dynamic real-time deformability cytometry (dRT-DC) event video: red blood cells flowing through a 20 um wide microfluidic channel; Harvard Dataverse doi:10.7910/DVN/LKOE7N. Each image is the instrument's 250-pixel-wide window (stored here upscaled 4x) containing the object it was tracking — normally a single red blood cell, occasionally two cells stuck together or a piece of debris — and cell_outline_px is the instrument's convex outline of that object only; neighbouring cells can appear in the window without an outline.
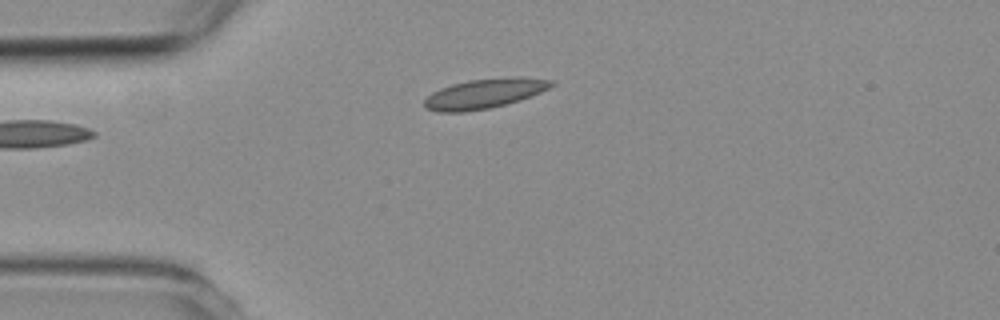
{"species": "common noctule bat (a hibernating species)", "species_latin": "Nyctalus noctula", "temperature_condition": "room temperature", "stored_images_in_passage": 3, "camera_frame_rate_fps": 3000, "um_per_image_px": 0.085, "animal": {"sex": "female", "body_mass_g": 19.3, "forearm_length_mm": 54.1}, "frame": {"image": 1, "passage_image": 1, "time_ms": 0.0, "image_size_px": [1000, 320], "cell_outline_px": [[556, 84], [540, 92], [520, 100], [488, 108], [464, 112], [436, 112], [424, 108], [424, 100], [432, 92], [440, 88], [452, 84], [468, 80], [504, 76], [516, 76], [556, 80]], "centroid_in_image_um": [41.18, 7.93], "position_along_channel_um": 43.8, "area_um2": 22.25}}
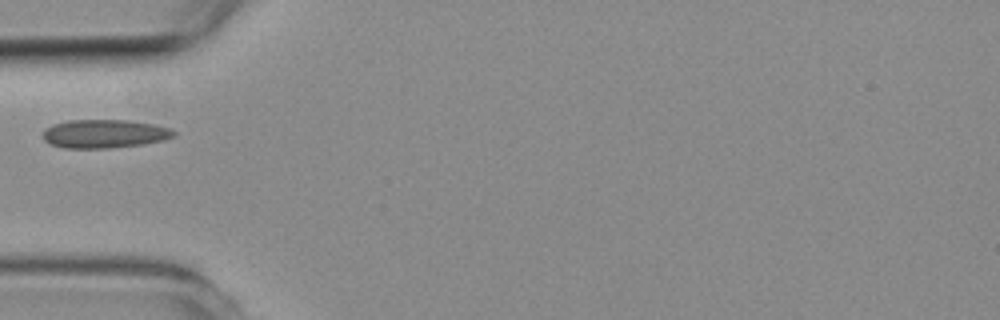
{"frame": {"image": 2, "passage_image": 2, "time_ms": 1.333, "image_size_px": [1000, 320], "cell_outline_px": [[176, 136], [164, 140], [144, 144], [108, 148], [64, 148], [52, 144], [44, 140], [44, 128], [52, 124], [68, 120], [128, 120], [152, 124], [172, 128], [176, 132]], "centroid_in_image_um": [8.9, 11.36], "position_along_channel_um": 76.1, "area_um2": 21.85}}
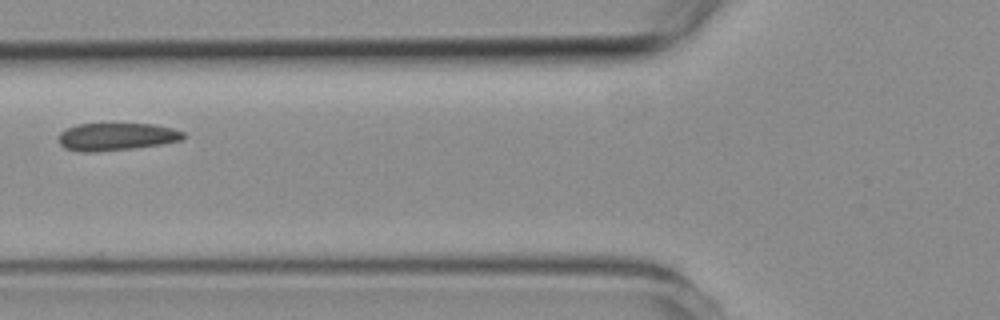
{"frame": {"image": 3, "passage_image": 3, "time_ms": 2.333, "image_size_px": [1000, 320], "cell_outline_px": [[184, 136], [180, 140], [160, 144], [132, 148], [96, 152], [80, 152], [64, 148], [60, 144], [60, 132], [76, 124], [152, 124], [172, 128], [184, 132]], "centroid_in_image_um": [9.86, 11.62], "position_along_channel_um": 115.9, "area_um2": 19.83}}